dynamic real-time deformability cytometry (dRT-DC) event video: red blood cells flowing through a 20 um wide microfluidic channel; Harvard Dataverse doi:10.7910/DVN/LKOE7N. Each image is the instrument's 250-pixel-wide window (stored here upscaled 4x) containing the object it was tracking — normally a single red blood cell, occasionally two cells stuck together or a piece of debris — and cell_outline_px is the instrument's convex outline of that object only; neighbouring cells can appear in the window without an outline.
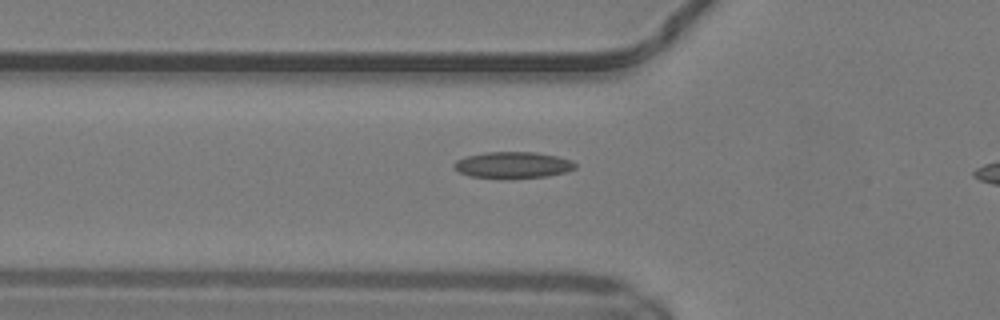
{"species": "common noctule bat (a hibernating species)", "species_latin": "Nyctalus noctula", "temperature_condition": "warm", "stored_images_in_passage": 35, "camera_frame_rate_fps": 3000, "um_per_image_px": 0.085, "animal": {"sex": "male", "body_mass_g": 19.2, "forearm_length_mm": 51.8}, "frame": {"image": 1, "passage_image": 9, "time_ms": 2.667, "image_size_px": [1000, 320], "cell_outline_px": [[576, 168], [564, 172], [548, 176], [504, 180], [472, 176], [460, 172], [452, 164], [456, 160], [468, 156], [484, 152], [536, 152], [556, 156], [572, 160], [576, 164]], "centroid_in_image_um": [43.6, 14.04], "position_along_channel_um": 82.2, "area_um2": 18.9}}
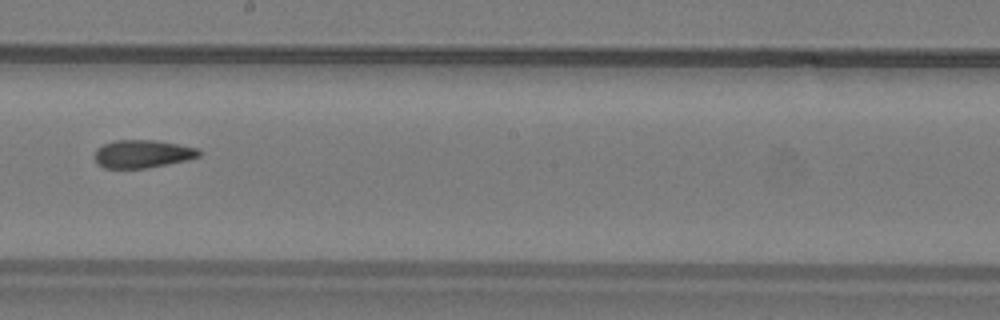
{"frame": {"image": 2, "passage_image": 20, "time_ms": 6.333, "image_size_px": [1000, 320], "cell_outline_px": [[200, 156], [188, 160], [148, 168], [104, 168], [96, 164], [92, 156], [96, 148], [112, 140], [156, 140], [196, 148], [200, 152]], "centroid_in_image_um": [12.03, 13.09], "position_along_channel_um": 236.2, "area_um2": 17.22}}
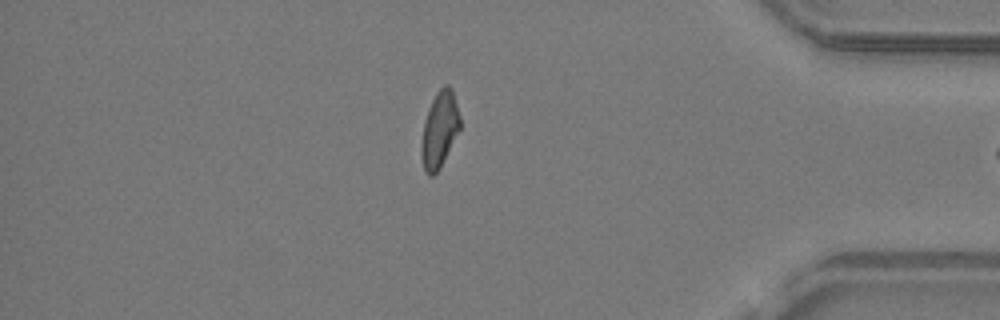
{"frame": {"image": 3, "passage_image": 34, "time_ms": 11.0, "image_size_px": [1000, 320], "cell_outline_px": [[460, 128], [440, 168], [432, 176], [428, 176], [424, 172], [420, 156], [420, 148], [424, 120], [428, 108], [436, 92], [444, 84], [448, 84], [452, 88], [460, 116]], "centroid_in_image_um": [37.33, 11.02], "position_along_channel_um": 397.9, "area_um2": 17.34}}